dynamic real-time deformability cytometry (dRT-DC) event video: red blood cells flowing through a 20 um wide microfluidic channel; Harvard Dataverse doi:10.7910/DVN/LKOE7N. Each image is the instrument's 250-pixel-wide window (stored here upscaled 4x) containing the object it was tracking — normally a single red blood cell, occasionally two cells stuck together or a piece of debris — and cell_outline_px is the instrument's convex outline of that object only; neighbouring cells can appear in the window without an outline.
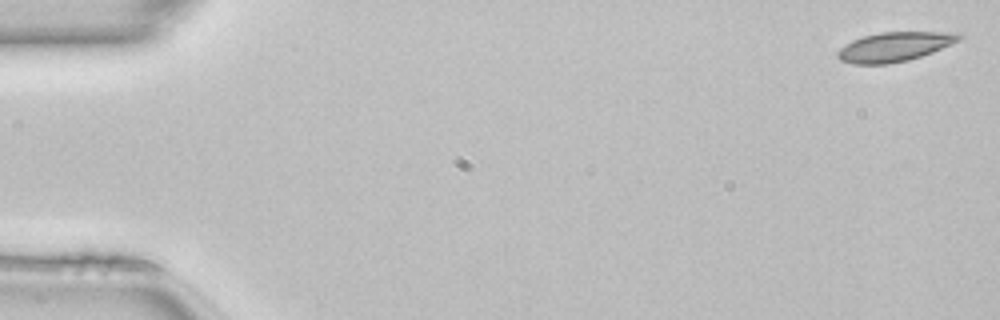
{"species": "common noctule bat (a hibernating species)", "species_latin": "Nyctalus noctula", "temperature_condition": "room temperature", "stored_images_in_passage": 8, "camera_frame_rate_fps": 3000, "um_per_image_px": 0.085, "animal": {"sex": "female", "body_mass_g": 22.7, "forearm_length_mm": 54.2}, "frame": {"image": 1, "passage_image": 1, "time_ms": 0.0, "image_size_px": [1000, 320], "cell_outline_px": [[964, 36], [960, 40], [932, 52], [908, 60], [888, 64], [852, 64], [840, 60], [836, 56], [836, 52], [840, 48], [852, 40], [864, 36], [880, 32], [964, 32]], "centroid_in_image_um": [76.04, 3.97], "position_along_channel_um": 9.0, "area_um2": 20.87}}